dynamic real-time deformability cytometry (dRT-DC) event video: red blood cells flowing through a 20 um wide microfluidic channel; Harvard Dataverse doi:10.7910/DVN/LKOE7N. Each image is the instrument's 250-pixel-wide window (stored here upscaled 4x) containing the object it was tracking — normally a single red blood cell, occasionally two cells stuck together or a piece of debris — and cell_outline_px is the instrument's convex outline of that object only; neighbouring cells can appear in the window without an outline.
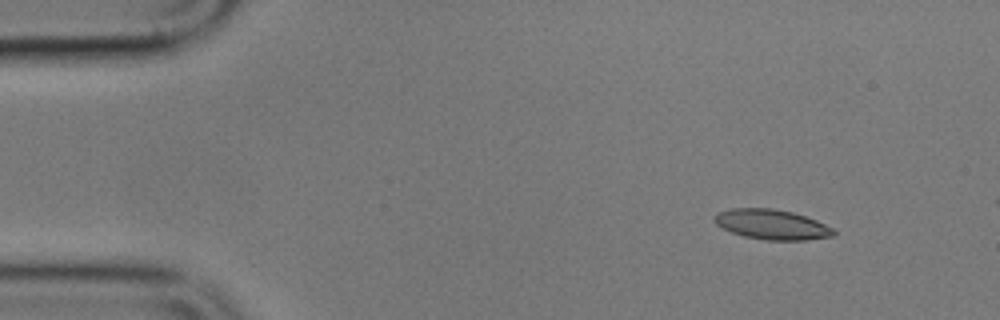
{"species": "common noctule bat (a hibernating species)", "species_latin": "Nyctalus noctula", "temperature_condition": "cold", "stored_images_in_passage": 3, "camera_frame_rate_fps": 3000, "um_per_image_px": 0.085, "animal": {"sex": "male", "body_mass_g": 17.9}, "frame": {"image": 1, "passage_image": 2, "time_ms": 1.333, "image_size_px": [1000, 320], "cell_outline_px": [[836, 232], [832, 236], [808, 240], [764, 240], [744, 236], [732, 232], [716, 224], [712, 220], [712, 216], [716, 212], [732, 208], [772, 208], [792, 212], [816, 220], [832, 228]], "centroid_in_image_um": [65.56, 19.07], "position_along_channel_um": 19.4, "area_um2": 20.87}}